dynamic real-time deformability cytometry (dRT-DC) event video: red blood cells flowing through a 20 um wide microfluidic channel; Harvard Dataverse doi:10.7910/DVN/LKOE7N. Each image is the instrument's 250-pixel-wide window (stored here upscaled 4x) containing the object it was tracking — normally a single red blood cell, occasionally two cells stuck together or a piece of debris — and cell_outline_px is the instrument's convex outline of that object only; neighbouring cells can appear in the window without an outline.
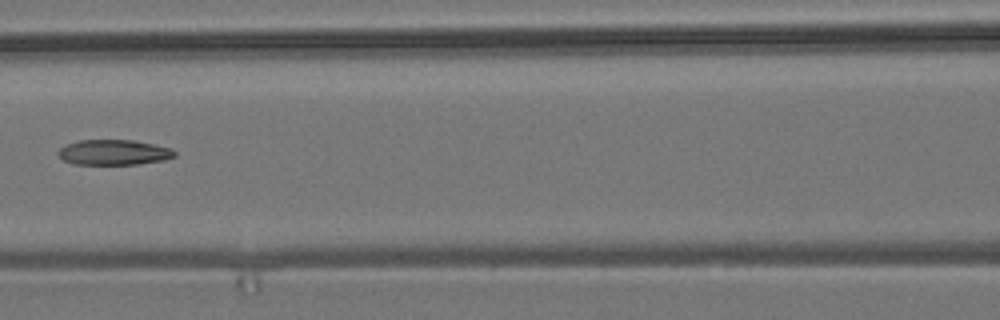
{"species": "common noctule bat (a hibernating species)", "species_latin": "Nyctalus noctula", "temperature_condition": "room temperature", "stored_images_in_passage": 8, "camera_frame_rate_fps": 3000, "um_per_image_px": 0.085, "animal": {"sex": "male", "body_mass_g": 19.2, "forearm_length_mm": 51.8}, "frame": {"image": 1, "passage_image": 7, "time_ms": 7.0, "image_size_px": [1000, 320], "cell_outline_px": [[176, 156], [164, 160], [136, 164], [72, 164], [64, 160], [56, 152], [64, 144], [80, 140], [132, 140], [172, 148], [176, 152]], "centroid_in_image_um": [9.66, 12.95], "position_along_channel_um": 156.9, "area_um2": 17.17}}
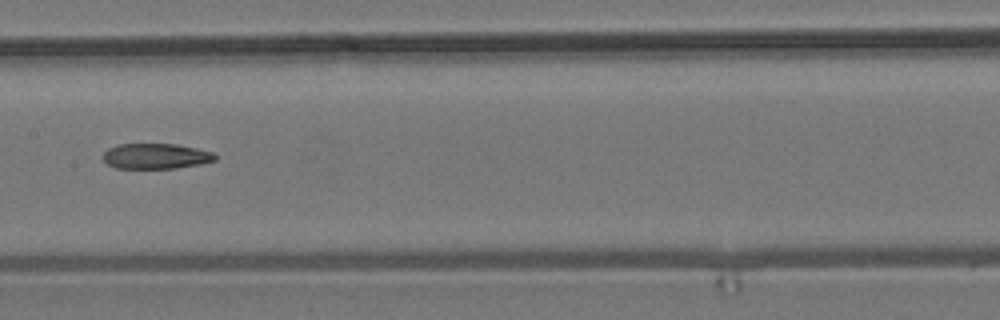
{"frame": {"image": 2, "passage_image": 8, "time_ms": 8.0, "image_size_px": [1000, 320], "cell_outline_px": [[216, 160], [200, 164], [176, 168], [116, 168], [108, 164], [100, 156], [108, 148], [116, 144], [176, 144], [216, 152]], "centroid_in_image_um": [13.24, 13.26], "position_along_channel_um": 194.2, "area_um2": 16.76}}